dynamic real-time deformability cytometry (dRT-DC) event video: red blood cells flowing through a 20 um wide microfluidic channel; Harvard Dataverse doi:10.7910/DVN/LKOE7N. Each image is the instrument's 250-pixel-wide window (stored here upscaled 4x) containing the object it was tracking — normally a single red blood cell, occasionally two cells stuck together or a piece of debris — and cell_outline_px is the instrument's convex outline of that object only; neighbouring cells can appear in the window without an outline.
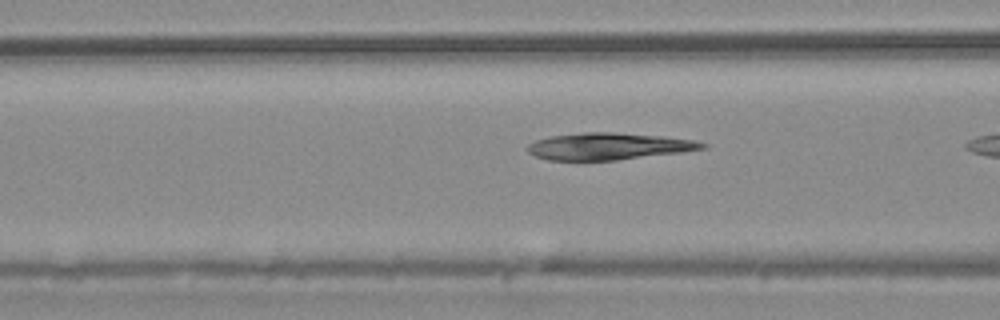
{"species": "common noctule bat (a hibernating species)", "species_latin": "Nyctalus noctula", "temperature_condition": "warm", "stored_images_in_passage": 7, "camera_frame_rate_fps": 3000, "um_per_image_px": 0.085, "animal": {"sex": "male", "body_mass_g": 20.4}, "frame": {"image": 1, "passage_image": 6, "time_ms": 1.667, "image_size_px": [1000, 320], "cell_outline_px": [[708, 148], [684, 152], [616, 160], [548, 160], [536, 156], [528, 152], [524, 148], [528, 144], [536, 140], [552, 136], [584, 132], [612, 132], [664, 136], [696, 140], [708, 144]], "centroid_in_image_um": [51.78, 12.43], "position_along_channel_um": 114.8, "area_um2": 27.57}}